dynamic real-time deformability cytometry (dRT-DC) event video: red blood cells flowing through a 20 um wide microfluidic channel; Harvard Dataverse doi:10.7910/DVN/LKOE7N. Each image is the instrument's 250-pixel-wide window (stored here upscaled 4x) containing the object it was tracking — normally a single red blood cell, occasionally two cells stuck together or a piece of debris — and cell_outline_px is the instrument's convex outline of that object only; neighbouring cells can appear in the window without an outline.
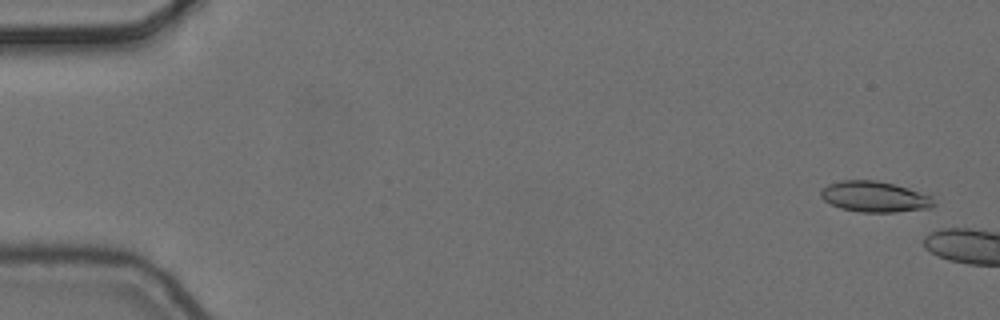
{"species": "common noctule bat (a hibernating species)", "species_latin": "Nyctalus noctula", "temperature_condition": "cold", "stored_images_in_passage": 3, "camera_frame_rate_fps": 3000, "um_per_image_px": 0.085, "animal": {"sex": "female", "body_mass_g": 24.6, "forearm_length_mm": 56.2}, "frame": {"image": 1, "passage_image": 1, "time_ms": 0.0, "image_size_px": [1000, 320], "cell_outline_px": [[936, 204], [932, 208], [896, 212], [860, 212], [840, 208], [824, 200], [820, 196], [820, 188], [828, 184], [840, 180], [876, 180], [908, 188], [932, 196]], "centroid_in_image_um": [74.34, 16.72], "position_along_channel_um": 10.7, "area_um2": 20.4}}